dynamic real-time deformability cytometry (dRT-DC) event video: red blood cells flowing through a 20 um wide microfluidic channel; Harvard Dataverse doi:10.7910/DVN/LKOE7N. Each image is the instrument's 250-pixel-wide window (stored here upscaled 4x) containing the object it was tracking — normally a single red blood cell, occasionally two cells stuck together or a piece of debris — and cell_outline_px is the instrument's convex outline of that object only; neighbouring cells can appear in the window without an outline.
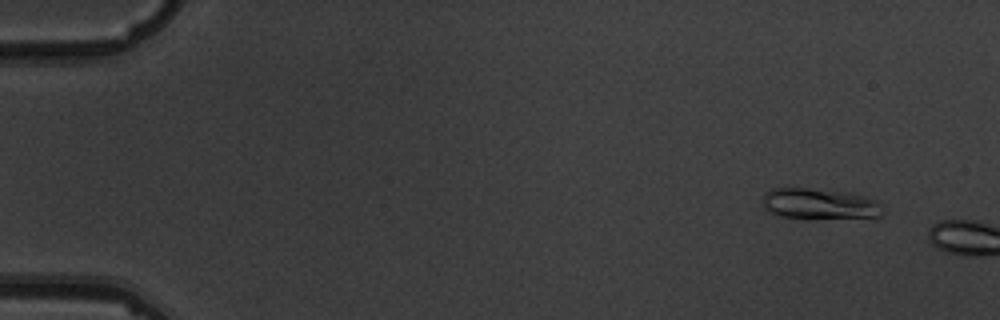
{"species": "common noctule bat (a hibernating species)", "species_latin": "Nyctalus noctula", "temperature_condition": "warm", "stored_images_in_passage": 3, "camera_frame_rate_fps": 3000, "um_per_image_px": 0.085, "animal": {"sex": "male", "body_mass_g": 19.5, "forearm_length_mm": 54.6}, "frame": {"image": 1, "passage_image": 2, "time_ms": 1.0, "image_size_px": [1000, 320], "cell_outline_px": [[884, 212], [876, 220], [808, 220], [776, 216], [768, 212], [764, 208], [764, 192], [772, 188], [808, 188], [852, 192], [876, 200], [884, 204]], "centroid_in_image_um": [69.8, 17.4], "position_along_channel_um": 15.2, "area_um2": 23.47}}